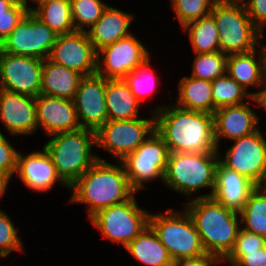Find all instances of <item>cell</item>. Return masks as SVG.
Returning a JSON list of instances; mask_svg holds the SVG:
<instances>
[{
    "instance_id": "cell-1",
    "label": "cell",
    "mask_w": 266,
    "mask_h": 266,
    "mask_svg": "<svg viewBox=\"0 0 266 266\" xmlns=\"http://www.w3.org/2000/svg\"><path fill=\"white\" fill-rule=\"evenodd\" d=\"M155 131L163 138L170 153L219 152L214 138L213 114L186 110L176 105L157 107Z\"/></svg>"
},
{
    "instance_id": "cell-2",
    "label": "cell",
    "mask_w": 266,
    "mask_h": 266,
    "mask_svg": "<svg viewBox=\"0 0 266 266\" xmlns=\"http://www.w3.org/2000/svg\"><path fill=\"white\" fill-rule=\"evenodd\" d=\"M71 203L88 205L89 219L99 210L129 200L135 191L131 188L125 169L99 158L69 188Z\"/></svg>"
},
{
    "instance_id": "cell-3",
    "label": "cell",
    "mask_w": 266,
    "mask_h": 266,
    "mask_svg": "<svg viewBox=\"0 0 266 266\" xmlns=\"http://www.w3.org/2000/svg\"><path fill=\"white\" fill-rule=\"evenodd\" d=\"M208 255L222 262L232 251L240 228L239 213L213 197H197L186 204Z\"/></svg>"
},
{
    "instance_id": "cell-4",
    "label": "cell",
    "mask_w": 266,
    "mask_h": 266,
    "mask_svg": "<svg viewBox=\"0 0 266 266\" xmlns=\"http://www.w3.org/2000/svg\"><path fill=\"white\" fill-rule=\"evenodd\" d=\"M44 144L62 181L70 186L81 177L100 157L93 155L96 145L95 131L78 129L54 134Z\"/></svg>"
},
{
    "instance_id": "cell-5",
    "label": "cell",
    "mask_w": 266,
    "mask_h": 266,
    "mask_svg": "<svg viewBox=\"0 0 266 266\" xmlns=\"http://www.w3.org/2000/svg\"><path fill=\"white\" fill-rule=\"evenodd\" d=\"M219 152H175L170 153L164 175V183L171 189L191 196L198 189L211 188L209 194L199 197H211L216 177Z\"/></svg>"
},
{
    "instance_id": "cell-6",
    "label": "cell",
    "mask_w": 266,
    "mask_h": 266,
    "mask_svg": "<svg viewBox=\"0 0 266 266\" xmlns=\"http://www.w3.org/2000/svg\"><path fill=\"white\" fill-rule=\"evenodd\" d=\"M216 22L220 50L226 55L256 50L262 32L252 23L242 1L217 0L210 13Z\"/></svg>"
},
{
    "instance_id": "cell-7",
    "label": "cell",
    "mask_w": 266,
    "mask_h": 266,
    "mask_svg": "<svg viewBox=\"0 0 266 266\" xmlns=\"http://www.w3.org/2000/svg\"><path fill=\"white\" fill-rule=\"evenodd\" d=\"M149 226L160 242L167 248L173 262L207 254L194 221L189 213L174 212L169 208L165 213L150 214Z\"/></svg>"
},
{
    "instance_id": "cell-8",
    "label": "cell",
    "mask_w": 266,
    "mask_h": 266,
    "mask_svg": "<svg viewBox=\"0 0 266 266\" xmlns=\"http://www.w3.org/2000/svg\"><path fill=\"white\" fill-rule=\"evenodd\" d=\"M149 212L140 208L135 195L129 200L99 210L90 218L103 238L127 246L149 225Z\"/></svg>"
},
{
    "instance_id": "cell-9",
    "label": "cell",
    "mask_w": 266,
    "mask_h": 266,
    "mask_svg": "<svg viewBox=\"0 0 266 266\" xmlns=\"http://www.w3.org/2000/svg\"><path fill=\"white\" fill-rule=\"evenodd\" d=\"M170 151L163 138L154 131L134 152L127 154L122 163L131 188L137 192L145 188L144 182L164 175Z\"/></svg>"
},
{
    "instance_id": "cell-10",
    "label": "cell",
    "mask_w": 266,
    "mask_h": 266,
    "mask_svg": "<svg viewBox=\"0 0 266 266\" xmlns=\"http://www.w3.org/2000/svg\"><path fill=\"white\" fill-rule=\"evenodd\" d=\"M150 119L107 120L96 132V145L121 161L134 152L154 131L155 114Z\"/></svg>"
},
{
    "instance_id": "cell-11",
    "label": "cell",
    "mask_w": 266,
    "mask_h": 266,
    "mask_svg": "<svg viewBox=\"0 0 266 266\" xmlns=\"http://www.w3.org/2000/svg\"><path fill=\"white\" fill-rule=\"evenodd\" d=\"M57 34L29 11L0 44V50L13 55L49 58Z\"/></svg>"
},
{
    "instance_id": "cell-12",
    "label": "cell",
    "mask_w": 266,
    "mask_h": 266,
    "mask_svg": "<svg viewBox=\"0 0 266 266\" xmlns=\"http://www.w3.org/2000/svg\"><path fill=\"white\" fill-rule=\"evenodd\" d=\"M225 158L219 161L229 169L247 177L256 186H266V140L260 129L253 134L234 139Z\"/></svg>"
},
{
    "instance_id": "cell-13",
    "label": "cell",
    "mask_w": 266,
    "mask_h": 266,
    "mask_svg": "<svg viewBox=\"0 0 266 266\" xmlns=\"http://www.w3.org/2000/svg\"><path fill=\"white\" fill-rule=\"evenodd\" d=\"M44 60L0 50V89L37 97Z\"/></svg>"
},
{
    "instance_id": "cell-14",
    "label": "cell",
    "mask_w": 266,
    "mask_h": 266,
    "mask_svg": "<svg viewBox=\"0 0 266 266\" xmlns=\"http://www.w3.org/2000/svg\"><path fill=\"white\" fill-rule=\"evenodd\" d=\"M149 55L146 47L130 34L97 51L96 73L105 79H123Z\"/></svg>"
},
{
    "instance_id": "cell-15",
    "label": "cell",
    "mask_w": 266,
    "mask_h": 266,
    "mask_svg": "<svg viewBox=\"0 0 266 266\" xmlns=\"http://www.w3.org/2000/svg\"><path fill=\"white\" fill-rule=\"evenodd\" d=\"M49 59L83 76L96 74L97 51L86 31L57 36Z\"/></svg>"
},
{
    "instance_id": "cell-16",
    "label": "cell",
    "mask_w": 266,
    "mask_h": 266,
    "mask_svg": "<svg viewBox=\"0 0 266 266\" xmlns=\"http://www.w3.org/2000/svg\"><path fill=\"white\" fill-rule=\"evenodd\" d=\"M106 79L97 73L84 76L73 99L82 128L97 131L107 120Z\"/></svg>"
},
{
    "instance_id": "cell-17",
    "label": "cell",
    "mask_w": 266,
    "mask_h": 266,
    "mask_svg": "<svg viewBox=\"0 0 266 266\" xmlns=\"http://www.w3.org/2000/svg\"><path fill=\"white\" fill-rule=\"evenodd\" d=\"M35 106L38 128H43L48 137L82 128L72 99L39 94Z\"/></svg>"
},
{
    "instance_id": "cell-18",
    "label": "cell",
    "mask_w": 266,
    "mask_h": 266,
    "mask_svg": "<svg viewBox=\"0 0 266 266\" xmlns=\"http://www.w3.org/2000/svg\"><path fill=\"white\" fill-rule=\"evenodd\" d=\"M0 119L10 134L36 132L35 97L0 89Z\"/></svg>"
},
{
    "instance_id": "cell-19",
    "label": "cell",
    "mask_w": 266,
    "mask_h": 266,
    "mask_svg": "<svg viewBox=\"0 0 266 266\" xmlns=\"http://www.w3.org/2000/svg\"><path fill=\"white\" fill-rule=\"evenodd\" d=\"M213 118L217 148H219L221 138L233 141L249 136L260 129L258 126L260 118L246 103L218 108L215 110Z\"/></svg>"
},
{
    "instance_id": "cell-20",
    "label": "cell",
    "mask_w": 266,
    "mask_h": 266,
    "mask_svg": "<svg viewBox=\"0 0 266 266\" xmlns=\"http://www.w3.org/2000/svg\"><path fill=\"white\" fill-rule=\"evenodd\" d=\"M16 176L33 191L48 192L58 181L69 188L57 174L51 157L43 147V151H36L29 155L18 153Z\"/></svg>"
},
{
    "instance_id": "cell-21",
    "label": "cell",
    "mask_w": 266,
    "mask_h": 266,
    "mask_svg": "<svg viewBox=\"0 0 266 266\" xmlns=\"http://www.w3.org/2000/svg\"><path fill=\"white\" fill-rule=\"evenodd\" d=\"M256 187L247 177L218 161L215 186L211 197L227 209L239 213Z\"/></svg>"
},
{
    "instance_id": "cell-22",
    "label": "cell",
    "mask_w": 266,
    "mask_h": 266,
    "mask_svg": "<svg viewBox=\"0 0 266 266\" xmlns=\"http://www.w3.org/2000/svg\"><path fill=\"white\" fill-rule=\"evenodd\" d=\"M133 20L134 15L107 6L102 16L86 32L93 47L98 51L129 36L131 33L128 29Z\"/></svg>"
},
{
    "instance_id": "cell-23",
    "label": "cell",
    "mask_w": 266,
    "mask_h": 266,
    "mask_svg": "<svg viewBox=\"0 0 266 266\" xmlns=\"http://www.w3.org/2000/svg\"><path fill=\"white\" fill-rule=\"evenodd\" d=\"M83 77L47 58L43 62L40 94L73 100Z\"/></svg>"
},
{
    "instance_id": "cell-24",
    "label": "cell",
    "mask_w": 266,
    "mask_h": 266,
    "mask_svg": "<svg viewBox=\"0 0 266 266\" xmlns=\"http://www.w3.org/2000/svg\"><path fill=\"white\" fill-rule=\"evenodd\" d=\"M105 103L108 120L139 118L140 103L123 79H106Z\"/></svg>"
},
{
    "instance_id": "cell-25",
    "label": "cell",
    "mask_w": 266,
    "mask_h": 266,
    "mask_svg": "<svg viewBox=\"0 0 266 266\" xmlns=\"http://www.w3.org/2000/svg\"><path fill=\"white\" fill-rule=\"evenodd\" d=\"M124 248L147 266H172L174 263L167 248L149 225Z\"/></svg>"
},
{
    "instance_id": "cell-26",
    "label": "cell",
    "mask_w": 266,
    "mask_h": 266,
    "mask_svg": "<svg viewBox=\"0 0 266 266\" xmlns=\"http://www.w3.org/2000/svg\"><path fill=\"white\" fill-rule=\"evenodd\" d=\"M178 84L177 107L214 114L211 81L184 76Z\"/></svg>"
},
{
    "instance_id": "cell-27",
    "label": "cell",
    "mask_w": 266,
    "mask_h": 266,
    "mask_svg": "<svg viewBox=\"0 0 266 266\" xmlns=\"http://www.w3.org/2000/svg\"><path fill=\"white\" fill-rule=\"evenodd\" d=\"M256 50L247 53L230 54L227 57L226 73L236 80L245 90L248 87H264L262 52L256 59Z\"/></svg>"
},
{
    "instance_id": "cell-28",
    "label": "cell",
    "mask_w": 266,
    "mask_h": 266,
    "mask_svg": "<svg viewBox=\"0 0 266 266\" xmlns=\"http://www.w3.org/2000/svg\"><path fill=\"white\" fill-rule=\"evenodd\" d=\"M30 11L58 36L76 31L71 17L70 0H46Z\"/></svg>"
},
{
    "instance_id": "cell-29",
    "label": "cell",
    "mask_w": 266,
    "mask_h": 266,
    "mask_svg": "<svg viewBox=\"0 0 266 266\" xmlns=\"http://www.w3.org/2000/svg\"><path fill=\"white\" fill-rule=\"evenodd\" d=\"M239 216L243 230L266 238V186H257L250 193Z\"/></svg>"
},
{
    "instance_id": "cell-30",
    "label": "cell",
    "mask_w": 266,
    "mask_h": 266,
    "mask_svg": "<svg viewBox=\"0 0 266 266\" xmlns=\"http://www.w3.org/2000/svg\"><path fill=\"white\" fill-rule=\"evenodd\" d=\"M182 29L188 30V37L195 53L221 51L217 25L211 14L187 24Z\"/></svg>"
},
{
    "instance_id": "cell-31",
    "label": "cell",
    "mask_w": 266,
    "mask_h": 266,
    "mask_svg": "<svg viewBox=\"0 0 266 266\" xmlns=\"http://www.w3.org/2000/svg\"><path fill=\"white\" fill-rule=\"evenodd\" d=\"M212 96L214 112L216 109L224 106L243 104V100L246 97H249V99L253 97L252 93H248L247 90L227 73L212 81Z\"/></svg>"
},
{
    "instance_id": "cell-32",
    "label": "cell",
    "mask_w": 266,
    "mask_h": 266,
    "mask_svg": "<svg viewBox=\"0 0 266 266\" xmlns=\"http://www.w3.org/2000/svg\"><path fill=\"white\" fill-rule=\"evenodd\" d=\"M150 60L149 55L123 78L139 103L145 96L152 95L157 88L155 73L150 69Z\"/></svg>"
},
{
    "instance_id": "cell-33",
    "label": "cell",
    "mask_w": 266,
    "mask_h": 266,
    "mask_svg": "<svg viewBox=\"0 0 266 266\" xmlns=\"http://www.w3.org/2000/svg\"><path fill=\"white\" fill-rule=\"evenodd\" d=\"M227 57L221 51L196 53L191 76L212 82L226 73Z\"/></svg>"
},
{
    "instance_id": "cell-34",
    "label": "cell",
    "mask_w": 266,
    "mask_h": 266,
    "mask_svg": "<svg viewBox=\"0 0 266 266\" xmlns=\"http://www.w3.org/2000/svg\"><path fill=\"white\" fill-rule=\"evenodd\" d=\"M71 17L76 31H86L102 16L107 4L101 0H70ZM86 27V29H85Z\"/></svg>"
},
{
    "instance_id": "cell-35",
    "label": "cell",
    "mask_w": 266,
    "mask_h": 266,
    "mask_svg": "<svg viewBox=\"0 0 266 266\" xmlns=\"http://www.w3.org/2000/svg\"><path fill=\"white\" fill-rule=\"evenodd\" d=\"M217 0H171L173 11L182 28L211 13Z\"/></svg>"
},
{
    "instance_id": "cell-36",
    "label": "cell",
    "mask_w": 266,
    "mask_h": 266,
    "mask_svg": "<svg viewBox=\"0 0 266 266\" xmlns=\"http://www.w3.org/2000/svg\"><path fill=\"white\" fill-rule=\"evenodd\" d=\"M266 245V238L241 229L238 232L234 247L229 255L222 261H229L233 266L246 252L257 251Z\"/></svg>"
},
{
    "instance_id": "cell-37",
    "label": "cell",
    "mask_w": 266,
    "mask_h": 266,
    "mask_svg": "<svg viewBox=\"0 0 266 266\" xmlns=\"http://www.w3.org/2000/svg\"><path fill=\"white\" fill-rule=\"evenodd\" d=\"M14 250L22 252V242L10 217L0 210V257H7Z\"/></svg>"
},
{
    "instance_id": "cell-38",
    "label": "cell",
    "mask_w": 266,
    "mask_h": 266,
    "mask_svg": "<svg viewBox=\"0 0 266 266\" xmlns=\"http://www.w3.org/2000/svg\"><path fill=\"white\" fill-rule=\"evenodd\" d=\"M29 11L24 1L18 0L9 9V16H0V44L10 35L13 29Z\"/></svg>"
},
{
    "instance_id": "cell-39",
    "label": "cell",
    "mask_w": 266,
    "mask_h": 266,
    "mask_svg": "<svg viewBox=\"0 0 266 266\" xmlns=\"http://www.w3.org/2000/svg\"><path fill=\"white\" fill-rule=\"evenodd\" d=\"M18 150H16L9 141L5 139L0 144V174L11 179L16 173Z\"/></svg>"
},
{
    "instance_id": "cell-40",
    "label": "cell",
    "mask_w": 266,
    "mask_h": 266,
    "mask_svg": "<svg viewBox=\"0 0 266 266\" xmlns=\"http://www.w3.org/2000/svg\"><path fill=\"white\" fill-rule=\"evenodd\" d=\"M242 3L252 23L261 32H264L266 25V0H242Z\"/></svg>"
},
{
    "instance_id": "cell-41",
    "label": "cell",
    "mask_w": 266,
    "mask_h": 266,
    "mask_svg": "<svg viewBox=\"0 0 266 266\" xmlns=\"http://www.w3.org/2000/svg\"><path fill=\"white\" fill-rule=\"evenodd\" d=\"M233 266H266V245L257 251L246 252Z\"/></svg>"
},
{
    "instance_id": "cell-42",
    "label": "cell",
    "mask_w": 266,
    "mask_h": 266,
    "mask_svg": "<svg viewBox=\"0 0 266 266\" xmlns=\"http://www.w3.org/2000/svg\"><path fill=\"white\" fill-rule=\"evenodd\" d=\"M218 262L213 256L205 254L195 258L180 259L174 261V266H213Z\"/></svg>"
},
{
    "instance_id": "cell-43",
    "label": "cell",
    "mask_w": 266,
    "mask_h": 266,
    "mask_svg": "<svg viewBox=\"0 0 266 266\" xmlns=\"http://www.w3.org/2000/svg\"><path fill=\"white\" fill-rule=\"evenodd\" d=\"M264 86L265 88H262V90H259V92H253V97L250 100L255 101L256 104L258 103V106H261L266 110V83L264 84Z\"/></svg>"
},
{
    "instance_id": "cell-44",
    "label": "cell",
    "mask_w": 266,
    "mask_h": 266,
    "mask_svg": "<svg viewBox=\"0 0 266 266\" xmlns=\"http://www.w3.org/2000/svg\"><path fill=\"white\" fill-rule=\"evenodd\" d=\"M18 0H0V16H9V9Z\"/></svg>"
},
{
    "instance_id": "cell-45",
    "label": "cell",
    "mask_w": 266,
    "mask_h": 266,
    "mask_svg": "<svg viewBox=\"0 0 266 266\" xmlns=\"http://www.w3.org/2000/svg\"><path fill=\"white\" fill-rule=\"evenodd\" d=\"M10 178L3 175V174H0V197H3L4 196V193L7 189V185L9 184V181ZM1 199V198H0Z\"/></svg>"
},
{
    "instance_id": "cell-46",
    "label": "cell",
    "mask_w": 266,
    "mask_h": 266,
    "mask_svg": "<svg viewBox=\"0 0 266 266\" xmlns=\"http://www.w3.org/2000/svg\"><path fill=\"white\" fill-rule=\"evenodd\" d=\"M262 59H263V77H264V83H266V45L262 47Z\"/></svg>"
},
{
    "instance_id": "cell-47",
    "label": "cell",
    "mask_w": 266,
    "mask_h": 266,
    "mask_svg": "<svg viewBox=\"0 0 266 266\" xmlns=\"http://www.w3.org/2000/svg\"><path fill=\"white\" fill-rule=\"evenodd\" d=\"M23 1L27 4L28 9L31 10V7L28 5V2H27L28 0H23ZM31 1L35 2L36 4H39V3L46 1V0H31Z\"/></svg>"
},
{
    "instance_id": "cell-48",
    "label": "cell",
    "mask_w": 266,
    "mask_h": 266,
    "mask_svg": "<svg viewBox=\"0 0 266 266\" xmlns=\"http://www.w3.org/2000/svg\"><path fill=\"white\" fill-rule=\"evenodd\" d=\"M6 139V137L3 136L2 132H0V144Z\"/></svg>"
}]
</instances>
